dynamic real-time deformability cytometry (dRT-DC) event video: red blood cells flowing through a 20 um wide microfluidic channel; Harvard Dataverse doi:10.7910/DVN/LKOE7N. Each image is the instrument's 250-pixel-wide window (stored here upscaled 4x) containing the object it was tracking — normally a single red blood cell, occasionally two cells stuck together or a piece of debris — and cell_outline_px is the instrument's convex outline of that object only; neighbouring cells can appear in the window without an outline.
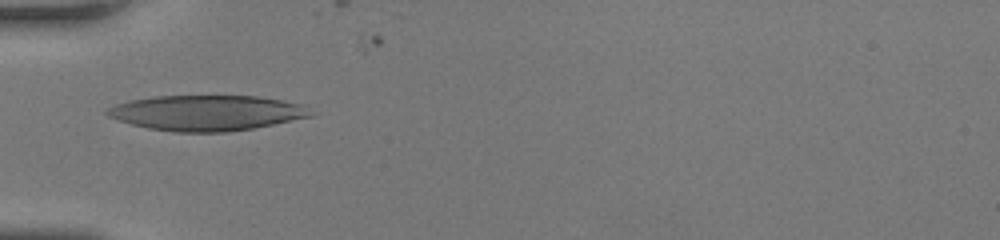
{"species": "human", "species_latin": "Homo sapiens", "temperature_condition": "room temperature", "stored_images_in_passage": 10, "camera_frame_rate_fps": 3000, "um_per_image_px": 0.085, "donor": {"sex": "female"}, "frame": {"image": 1, "passage_image": 1, "time_ms": 0.0, "image_size_px": [1000, 240], "cell_outline_px": [[316, 112], [312, 116], [252, 128], [228, 132], [172, 132], [148, 128], [116, 120], [108, 116], [104, 112], [108, 108], [116, 104], [132, 100], [156, 96], [260, 96], [300, 104]], "centroid_in_image_um": [17.56, 9.6], "position_along_channel_um": 67.4, "area_um2": 41.85}}
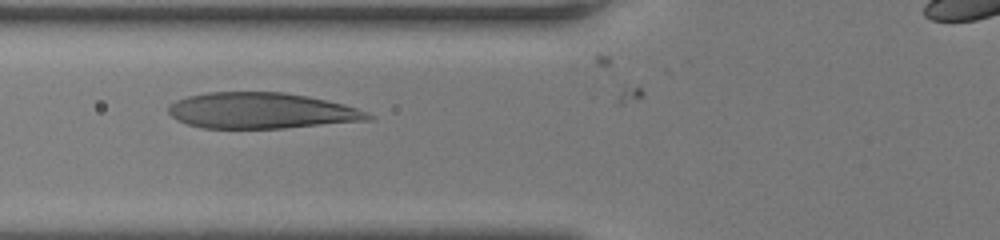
{"frame": {"image": 2, "passage_image": 4, "time_ms": 1.0, "image_size_px": [1000, 240], "cell_outline_px": [[376, 116], [372, 120], [284, 128], [204, 128], [188, 124], [176, 120], [168, 112], [168, 104], [176, 100], [188, 96], [208, 92], [284, 92], [308, 96], [344, 104], [368, 112]], "centroid_in_image_um": [22.23, 9.41], "position_along_channel_um": 103.6, "area_um2": 41.96}}
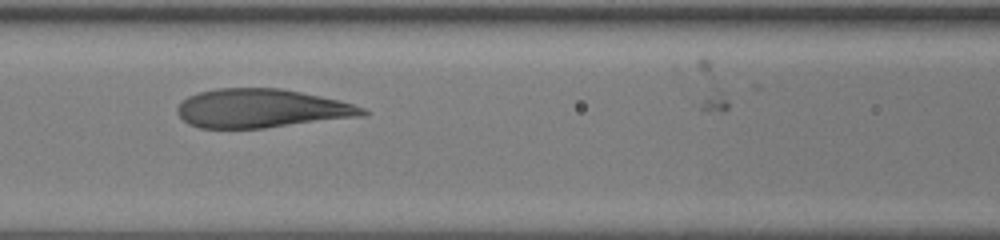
{"frame": {"image": 3, "passage_image": 7, "time_ms": 2.0, "image_size_px": [1000, 240], "cell_outline_px": [[368, 116], [264, 128], [200, 128], [188, 124], [176, 112], [176, 108], [188, 96], [200, 92], [216, 88], [280, 88], [340, 100], [364, 108], [368, 112]], "centroid_in_image_um": [22.26, 9.22], "position_along_channel_um": 144.3, "area_um2": 41.96}}